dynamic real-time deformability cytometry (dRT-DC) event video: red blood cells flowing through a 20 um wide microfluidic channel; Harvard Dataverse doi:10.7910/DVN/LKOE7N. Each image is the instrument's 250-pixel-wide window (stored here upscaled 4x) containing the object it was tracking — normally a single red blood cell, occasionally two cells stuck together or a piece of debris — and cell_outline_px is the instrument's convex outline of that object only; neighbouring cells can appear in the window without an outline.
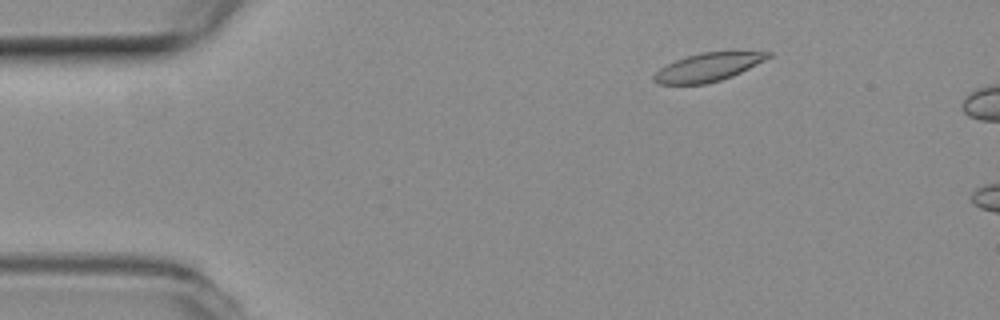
{"species": "common noctule bat (a hibernating species)", "species_latin": "Nyctalus noctula", "temperature_condition": "room temperature", "stored_images_in_passage": 13, "camera_frame_rate_fps": 3000, "um_per_image_px": 0.085, "animal": {"sex": "female", "body_mass_g": 19.3, "forearm_length_mm": 54.1}, "frame": {"image": 1, "passage_image": 8, "time_ms": 2.333, "image_size_px": [1000, 320], "cell_outline_px": [[772, 56], [732, 76], [720, 80], [704, 84], [660, 84], [652, 80], [652, 76], [660, 68], [676, 60], [700, 52], [772, 52]], "centroid_in_image_um": [60.14, 5.72], "position_along_channel_um": 24.9, "area_um2": 18.44}}